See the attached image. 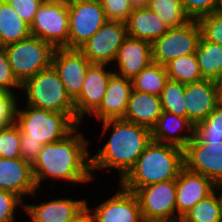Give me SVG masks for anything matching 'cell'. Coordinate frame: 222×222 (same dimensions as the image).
<instances>
[{
	"label": "cell",
	"mask_w": 222,
	"mask_h": 222,
	"mask_svg": "<svg viewBox=\"0 0 222 222\" xmlns=\"http://www.w3.org/2000/svg\"><path fill=\"white\" fill-rule=\"evenodd\" d=\"M186 14L191 20L215 12L216 0H181Z\"/></svg>",
	"instance_id": "cell-38"
},
{
	"label": "cell",
	"mask_w": 222,
	"mask_h": 222,
	"mask_svg": "<svg viewBox=\"0 0 222 222\" xmlns=\"http://www.w3.org/2000/svg\"><path fill=\"white\" fill-rule=\"evenodd\" d=\"M18 13V15L29 25L32 24L34 16L41 5L40 0H6Z\"/></svg>",
	"instance_id": "cell-40"
},
{
	"label": "cell",
	"mask_w": 222,
	"mask_h": 222,
	"mask_svg": "<svg viewBox=\"0 0 222 222\" xmlns=\"http://www.w3.org/2000/svg\"><path fill=\"white\" fill-rule=\"evenodd\" d=\"M15 110V123L20 128L21 158L33 165L44 144L60 141L78 125L67 115L26 105Z\"/></svg>",
	"instance_id": "cell-3"
},
{
	"label": "cell",
	"mask_w": 222,
	"mask_h": 222,
	"mask_svg": "<svg viewBox=\"0 0 222 222\" xmlns=\"http://www.w3.org/2000/svg\"><path fill=\"white\" fill-rule=\"evenodd\" d=\"M162 112L163 108L159 96L132 89L123 119L151 130Z\"/></svg>",
	"instance_id": "cell-22"
},
{
	"label": "cell",
	"mask_w": 222,
	"mask_h": 222,
	"mask_svg": "<svg viewBox=\"0 0 222 222\" xmlns=\"http://www.w3.org/2000/svg\"><path fill=\"white\" fill-rule=\"evenodd\" d=\"M194 137L200 143L222 144V101L203 121L194 126Z\"/></svg>",
	"instance_id": "cell-31"
},
{
	"label": "cell",
	"mask_w": 222,
	"mask_h": 222,
	"mask_svg": "<svg viewBox=\"0 0 222 222\" xmlns=\"http://www.w3.org/2000/svg\"><path fill=\"white\" fill-rule=\"evenodd\" d=\"M184 98L187 119L195 126L222 101V86L210 79L189 83L185 86Z\"/></svg>",
	"instance_id": "cell-14"
},
{
	"label": "cell",
	"mask_w": 222,
	"mask_h": 222,
	"mask_svg": "<svg viewBox=\"0 0 222 222\" xmlns=\"http://www.w3.org/2000/svg\"><path fill=\"white\" fill-rule=\"evenodd\" d=\"M129 3L133 9L146 8L149 6L150 0H129Z\"/></svg>",
	"instance_id": "cell-42"
},
{
	"label": "cell",
	"mask_w": 222,
	"mask_h": 222,
	"mask_svg": "<svg viewBox=\"0 0 222 222\" xmlns=\"http://www.w3.org/2000/svg\"><path fill=\"white\" fill-rule=\"evenodd\" d=\"M78 127L62 140L43 145L32 165L37 188L45 178L62 179L74 184L86 183L94 178L87 148L89 141L81 133L77 134Z\"/></svg>",
	"instance_id": "cell-1"
},
{
	"label": "cell",
	"mask_w": 222,
	"mask_h": 222,
	"mask_svg": "<svg viewBox=\"0 0 222 222\" xmlns=\"http://www.w3.org/2000/svg\"><path fill=\"white\" fill-rule=\"evenodd\" d=\"M127 36L150 42L165 34L169 27L149 7L133 9L128 21Z\"/></svg>",
	"instance_id": "cell-24"
},
{
	"label": "cell",
	"mask_w": 222,
	"mask_h": 222,
	"mask_svg": "<svg viewBox=\"0 0 222 222\" xmlns=\"http://www.w3.org/2000/svg\"><path fill=\"white\" fill-rule=\"evenodd\" d=\"M183 168V149L152 140L134 167L119 182L125 189L135 193L141 187L177 179Z\"/></svg>",
	"instance_id": "cell-4"
},
{
	"label": "cell",
	"mask_w": 222,
	"mask_h": 222,
	"mask_svg": "<svg viewBox=\"0 0 222 222\" xmlns=\"http://www.w3.org/2000/svg\"><path fill=\"white\" fill-rule=\"evenodd\" d=\"M5 47H6V46H5V44H4V41H3V39H2V36H1V34H0V50H4Z\"/></svg>",
	"instance_id": "cell-46"
},
{
	"label": "cell",
	"mask_w": 222,
	"mask_h": 222,
	"mask_svg": "<svg viewBox=\"0 0 222 222\" xmlns=\"http://www.w3.org/2000/svg\"><path fill=\"white\" fill-rule=\"evenodd\" d=\"M102 123L104 135L110 127L113 130L102 149L91 157V170L116 168L121 181L152 141L151 130L123 118L108 119Z\"/></svg>",
	"instance_id": "cell-2"
},
{
	"label": "cell",
	"mask_w": 222,
	"mask_h": 222,
	"mask_svg": "<svg viewBox=\"0 0 222 222\" xmlns=\"http://www.w3.org/2000/svg\"><path fill=\"white\" fill-rule=\"evenodd\" d=\"M51 65L58 72L67 94L74 101L81 93L91 63L79 49L64 47L54 49Z\"/></svg>",
	"instance_id": "cell-13"
},
{
	"label": "cell",
	"mask_w": 222,
	"mask_h": 222,
	"mask_svg": "<svg viewBox=\"0 0 222 222\" xmlns=\"http://www.w3.org/2000/svg\"><path fill=\"white\" fill-rule=\"evenodd\" d=\"M86 200L53 199L42 204H24L31 222H67L85 204Z\"/></svg>",
	"instance_id": "cell-23"
},
{
	"label": "cell",
	"mask_w": 222,
	"mask_h": 222,
	"mask_svg": "<svg viewBox=\"0 0 222 222\" xmlns=\"http://www.w3.org/2000/svg\"><path fill=\"white\" fill-rule=\"evenodd\" d=\"M115 61L118 70L115 73L133 79L152 62L151 43L127 36L119 47Z\"/></svg>",
	"instance_id": "cell-20"
},
{
	"label": "cell",
	"mask_w": 222,
	"mask_h": 222,
	"mask_svg": "<svg viewBox=\"0 0 222 222\" xmlns=\"http://www.w3.org/2000/svg\"><path fill=\"white\" fill-rule=\"evenodd\" d=\"M119 190L92 210L95 222H144L137 195L121 184Z\"/></svg>",
	"instance_id": "cell-16"
},
{
	"label": "cell",
	"mask_w": 222,
	"mask_h": 222,
	"mask_svg": "<svg viewBox=\"0 0 222 222\" xmlns=\"http://www.w3.org/2000/svg\"><path fill=\"white\" fill-rule=\"evenodd\" d=\"M115 71H106L105 64H91L87 69L80 95L74 100L76 124L81 126L84 115H91L105 95L107 84Z\"/></svg>",
	"instance_id": "cell-15"
},
{
	"label": "cell",
	"mask_w": 222,
	"mask_h": 222,
	"mask_svg": "<svg viewBox=\"0 0 222 222\" xmlns=\"http://www.w3.org/2000/svg\"><path fill=\"white\" fill-rule=\"evenodd\" d=\"M195 54L202 77L219 82L222 78V45L201 37Z\"/></svg>",
	"instance_id": "cell-26"
},
{
	"label": "cell",
	"mask_w": 222,
	"mask_h": 222,
	"mask_svg": "<svg viewBox=\"0 0 222 222\" xmlns=\"http://www.w3.org/2000/svg\"><path fill=\"white\" fill-rule=\"evenodd\" d=\"M184 131L190 134L182 135L181 132ZM151 134L153 141L184 149L194 136V125L187 118L163 111L157 123L151 129Z\"/></svg>",
	"instance_id": "cell-21"
},
{
	"label": "cell",
	"mask_w": 222,
	"mask_h": 222,
	"mask_svg": "<svg viewBox=\"0 0 222 222\" xmlns=\"http://www.w3.org/2000/svg\"><path fill=\"white\" fill-rule=\"evenodd\" d=\"M165 66L152 62L132 80V89L160 96L168 80Z\"/></svg>",
	"instance_id": "cell-27"
},
{
	"label": "cell",
	"mask_w": 222,
	"mask_h": 222,
	"mask_svg": "<svg viewBox=\"0 0 222 222\" xmlns=\"http://www.w3.org/2000/svg\"><path fill=\"white\" fill-rule=\"evenodd\" d=\"M135 194L144 222H177L176 179L141 187Z\"/></svg>",
	"instance_id": "cell-8"
},
{
	"label": "cell",
	"mask_w": 222,
	"mask_h": 222,
	"mask_svg": "<svg viewBox=\"0 0 222 222\" xmlns=\"http://www.w3.org/2000/svg\"><path fill=\"white\" fill-rule=\"evenodd\" d=\"M68 48L79 49L107 21L100 0H71Z\"/></svg>",
	"instance_id": "cell-9"
},
{
	"label": "cell",
	"mask_w": 222,
	"mask_h": 222,
	"mask_svg": "<svg viewBox=\"0 0 222 222\" xmlns=\"http://www.w3.org/2000/svg\"><path fill=\"white\" fill-rule=\"evenodd\" d=\"M37 186L34 181L32 165L22 158H0V190H7L16 195L36 196Z\"/></svg>",
	"instance_id": "cell-19"
},
{
	"label": "cell",
	"mask_w": 222,
	"mask_h": 222,
	"mask_svg": "<svg viewBox=\"0 0 222 222\" xmlns=\"http://www.w3.org/2000/svg\"><path fill=\"white\" fill-rule=\"evenodd\" d=\"M30 35L54 48H68V5L41 4L30 25Z\"/></svg>",
	"instance_id": "cell-10"
},
{
	"label": "cell",
	"mask_w": 222,
	"mask_h": 222,
	"mask_svg": "<svg viewBox=\"0 0 222 222\" xmlns=\"http://www.w3.org/2000/svg\"><path fill=\"white\" fill-rule=\"evenodd\" d=\"M198 22L205 40L222 45V13L204 15Z\"/></svg>",
	"instance_id": "cell-34"
},
{
	"label": "cell",
	"mask_w": 222,
	"mask_h": 222,
	"mask_svg": "<svg viewBox=\"0 0 222 222\" xmlns=\"http://www.w3.org/2000/svg\"><path fill=\"white\" fill-rule=\"evenodd\" d=\"M215 188L216 184L211 179L184 167L176 179L177 222L196 203L211 195Z\"/></svg>",
	"instance_id": "cell-17"
},
{
	"label": "cell",
	"mask_w": 222,
	"mask_h": 222,
	"mask_svg": "<svg viewBox=\"0 0 222 222\" xmlns=\"http://www.w3.org/2000/svg\"><path fill=\"white\" fill-rule=\"evenodd\" d=\"M127 37L126 23L106 21L79 50L91 64H107L115 61L119 47Z\"/></svg>",
	"instance_id": "cell-11"
},
{
	"label": "cell",
	"mask_w": 222,
	"mask_h": 222,
	"mask_svg": "<svg viewBox=\"0 0 222 222\" xmlns=\"http://www.w3.org/2000/svg\"><path fill=\"white\" fill-rule=\"evenodd\" d=\"M215 12L222 13V0H216Z\"/></svg>",
	"instance_id": "cell-44"
},
{
	"label": "cell",
	"mask_w": 222,
	"mask_h": 222,
	"mask_svg": "<svg viewBox=\"0 0 222 222\" xmlns=\"http://www.w3.org/2000/svg\"><path fill=\"white\" fill-rule=\"evenodd\" d=\"M20 128L13 122L0 126V158H21Z\"/></svg>",
	"instance_id": "cell-33"
},
{
	"label": "cell",
	"mask_w": 222,
	"mask_h": 222,
	"mask_svg": "<svg viewBox=\"0 0 222 222\" xmlns=\"http://www.w3.org/2000/svg\"><path fill=\"white\" fill-rule=\"evenodd\" d=\"M185 86L186 84L178 81L171 79L167 80L165 87L159 96L163 111L187 118L184 98Z\"/></svg>",
	"instance_id": "cell-32"
},
{
	"label": "cell",
	"mask_w": 222,
	"mask_h": 222,
	"mask_svg": "<svg viewBox=\"0 0 222 222\" xmlns=\"http://www.w3.org/2000/svg\"><path fill=\"white\" fill-rule=\"evenodd\" d=\"M92 209H89L86 203L78 212H76L67 222H95Z\"/></svg>",
	"instance_id": "cell-41"
},
{
	"label": "cell",
	"mask_w": 222,
	"mask_h": 222,
	"mask_svg": "<svg viewBox=\"0 0 222 222\" xmlns=\"http://www.w3.org/2000/svg\"><path fill=\"white\" fill-rule=\"evenodd\" d=\"M169 28L181 27L191 19L186 14L181 0H150L148 6Z\"/></svg>",
	"instance_id": "cell-30"
},
{
	"label": "cell",
	"mask_w": 222,
	"mask_h": 222,
	"mask_svg": "<svg viewBox=\"0 0 222 222\" xmlns=\"http://www.w3.org/2000/svg\"><path fill=\"white\" fill-rule=\"evenodd\" d=\"M0 34L5 46L30 36V25L6 1L0 0Z\"/></svg>",
	"instance_id": "cell-25"
},
{
	"label": "cell",
	"mask_w": 222,
	"mask_h": 222,
	"mask_svg": "<svg viewBox=\"0 0 222 222\" xmlns=\"http://www.w3.org/2000/svg\"><path fill=\"white\" fill-rule=\"evenodd\" d=\"M54 49L50 43L30 35L24 40L7 45L4 51L13 74L22 84L51 66Z\"/></svg>",
	"instance_id": "cell-6"
},
{
	"label": "cell",
	"mask_w": 222,
	"mask_h": 222,
	"mask_svg": "<svg viewBox=\"0 0 222 222\" xmlns=\"http://www.w3.org/2000/svg\"><path fill=\"white\" fill-rule=\"evenodd\" d=\"M168 78L183 84L202 81L196 54L178 57L165 65Z\"/></svg>",
	"instance_id": "cell-28"
},
{
	"label": "cell",
	"mask_w": 222,
	"mask_h": 222,
	"mask_svg": "<svg viewBox=\"0 0 222 222\" xmlns=\"http://www.w3.org/2000/svg\"><path fill=\"white\" fill-rule=\"evenodd\" d=\"M184 150V167L222 185V144L200 143L194 136Z\"/></svg>",
	"instance_id": "cell-12"
},
{
	"label": "cell",
	"mask_w": 222,
	"mask_h": 222,
	"mask_svg": "<svg viewBox=\"0 0 222 222\" xmlns=\"http://www.w3.org/2000/svg\"><path fill=\"white\" fill-rule=\"evenodd\" d=\"M132 92V80L113 73L100 106L91 114L98 120L123 118Z\"/></svg>",
	"instance_id": "cell-18"
},
{
	"label": "cell",
	"mask_w": 222,
	"mask_h": 222,
	"mask_svg": "<svg viewBox=\"0 0 222 222\" xmlns=\"http://www.w3.org/2000/svg\"><path fill=\"white\" fill-rule=\"evenodd\" d=\"M21 89L26 92V105L67 114L76 123L74 101L52 65L25 80Z\"/></svg>",
	"instance_id": "cell-5"
},
{
	"label": "cell",
	"mask_w": 222,
	"mask_h": 222,
	"mask_svg": "<svg viewBox=\"0 0 222 222\" xmlns=\"http://www.w3.org/2000/svg\"><path fill=\"white\" fill-rule=\"evenodd\" d=\"M107 21L126 23L133 10L129 0H100Z\"/></svg>",
	"instance_id": "cell-35"
},
{
	"label": "cell",
	"mask_w": 222,
	"mask_h": 222,
	"mask_svg": "<svg viewBox=\"0 0 222 222\" xmlns=\"http://www.w3.org/2000/svg\"><path fill=\"white\" fill-rule=\"evenodd\" d=\"M41 4L69 5L71 0H40Z\"/></svg>",
	"instance_id": "cell-43"
},
{
	"label": "cell",
	"mask_w": 222,
	"mask_h": 222,
	"mask_svg": "<svg viewBox=\"0 0 222 222\" xmlns=\"http://www.w3.org/2000/svg\"><path fill=\"white\" fill-rule=\"evenodd\" d=\"M201 37L198 20H190L181 27L169 28L151 44L153 62L165 66L178 57L194 54Z\"/></svg>",
	"instance_id": "cell-7"
},
{
	"label": "cell",
	"mask_w": 222,
	"mask_h": 222,
	"mask_svg": "<svg viewBox=\"0 0 222 222\" xmlns=\"http://www.w3.org/2000/svg\"><path fill=\"white\" fill-rule=\"evenodd\" d=\"M218 188V189H217ZM216 190L221 189L222 190V185H216ZM219 201H220V205H221V217H222V193L218 196Z\"/></svg>",
	"instance_id": "cell-45"
},
{
	"label": "cell",
	"mask_w": 222,
	"mask_h": 222,
	"mask_svg": "<svg viewBox=\"0 0 222 222\" xmlns=\"http://www.w3.org/2000/svg\"><path fill=\"white\" fill-rule=\"evenodd\" d=\"M13 87L21 90V83L13 74L5 51L0 50V91L14 93Z\"/></svg>",
	"instance_id": "cell-37"
},
{
	"label": "cell",
	"mask_w": 222,
	"mask_h": 222,
	"mask_svg": "<svg viewBox=\"0 0 222 222\" xmlns=\"http://www.w3.org/2000/svg\"><path fill=\"white\" fill-rule=\"evenodd\" d=\"M17 97L14 93L0 91V126L15 122Z\"/></svg>",
	"instance_id": "cell-39"
},
{
	"label": "cell",
	"mask_w": 222,
	"mask_h": 222,
	"mask_svg": "<svg viewBox=\"0 0 222 222\" xmlns=\"http://www.w3.org/2000/svg\"><path fill=\"white\" fill-rule=\"evenodd\" d=\"M20 196L7 190H0V222H13L15 209L22 204L23 200Z\"/></svg>",
	"instance_id": "cell-36"
},
{
	"label": "cell",
	"mask_w": 222,
	"mask_h": 222,
	"mask_svg": "<svg viewBox=\"0 0 222 222\" xmlns=\"http://www.w3.org/2000/svg\"><path fill=\"white\" fill-rule=\"evenodd\" d=\"M218 192L200 200L180 219V222H222Z\"/></svg>",
	"instance_id": "cell-29"
}]
</instances>
